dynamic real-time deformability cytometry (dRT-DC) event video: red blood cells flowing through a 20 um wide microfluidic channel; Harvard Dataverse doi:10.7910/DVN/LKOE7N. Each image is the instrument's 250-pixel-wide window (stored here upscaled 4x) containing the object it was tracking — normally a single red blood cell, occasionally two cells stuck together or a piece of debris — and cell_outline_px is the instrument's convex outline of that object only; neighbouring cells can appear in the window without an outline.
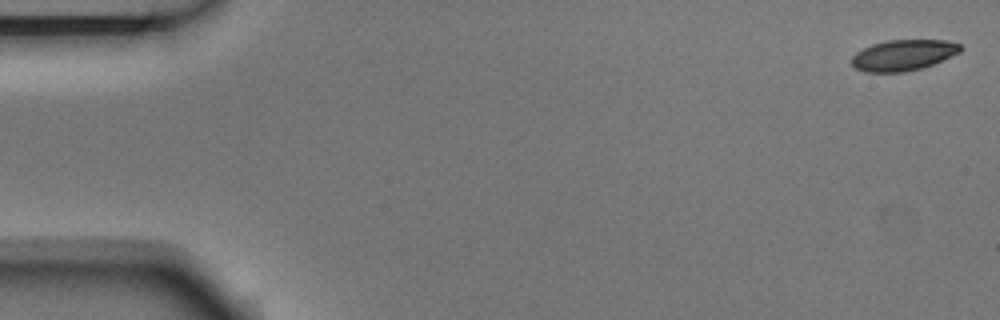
{"species": "Egyptian fruit bat (a non-hibernating species)", "species_latin": "Rousettus aegyptiacus", "temperature_condition": "room temperature", "stored_images_in_passage": 5, "camera_frame_rate_fps": 3000, "um_per_image_px": 0.085, "animal": {"sex": "male"}, "frame": {"image": 1, "passage_image": 1, "time_ms": 0.0, "image_size_px": [1000, 320], "cell_outline_px": [[964, 48], [960, 52], [932, 64], [920, 68], [904, 72], [864, 72], [856, 68], [852, 64], [852, 56], [856, 52], [872, 44], [888, 40], [944, 40], [960, 44]], "centroid_in_image_um": [76.77, 4.68], "position_along_channel_um": 8.2, "area_um2": 19.42}}
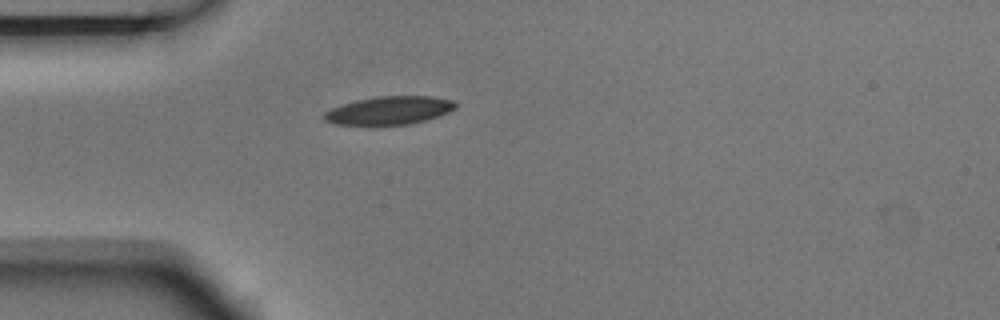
{"frame": {"image": 2, "passage_image": 5, "time_ms": 1.333, "image_size_px": [1000, 320], "cell_outline_px": [[456, 108], [448, 112], [412, 124], [368, 128], [332, 124], [324, 120], [324, 112], [340, 104], [356, 100], [376, 96], [432, 96], [452, 100], [456, 104]], "centroid_in_image_um": [32.98, 9.44], "position_along_channel_um": 52.0, "area_um2": 22.54}}